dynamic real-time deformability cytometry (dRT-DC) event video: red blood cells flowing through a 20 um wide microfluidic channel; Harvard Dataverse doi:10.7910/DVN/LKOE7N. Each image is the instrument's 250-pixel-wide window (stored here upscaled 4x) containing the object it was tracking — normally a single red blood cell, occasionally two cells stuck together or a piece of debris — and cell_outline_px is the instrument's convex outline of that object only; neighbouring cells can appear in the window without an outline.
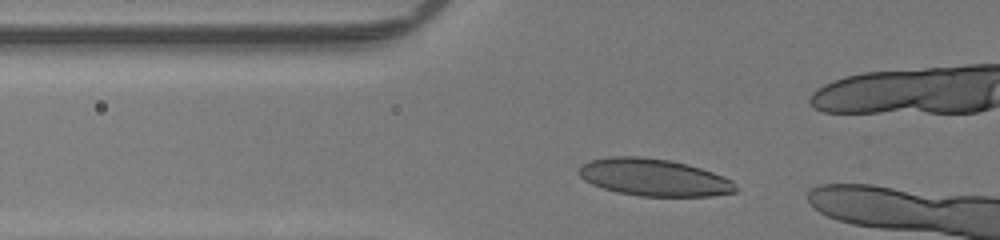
{"species": "human", "species_latin": "Homo sapiens", "temperature_condition": "room temperature", "stored_images_in_passage": 45, "camera_frame_rate_fps": 3000, "um_per_image_px": 0.085, "donor": {"sex": "male"}, "frame": {"image": 1, "passage_image": 19, "time_ms": 6.0, "image_size_px": [1000, 240], "cell_outline_px": [[740, 188], [736, 192], [712, 196], [640, 196], [616, 192], [592, 184], [584, 180], [576, 172], [580, 164], [588, 160], [612, 156], [644, 156], [668, 160], [688, 164], [724, 176], [732, 180]], "centroid_in_image_um": [55.57, 15.07], "position_along_channel_um": 70.2, "area_um2": 34.39}}
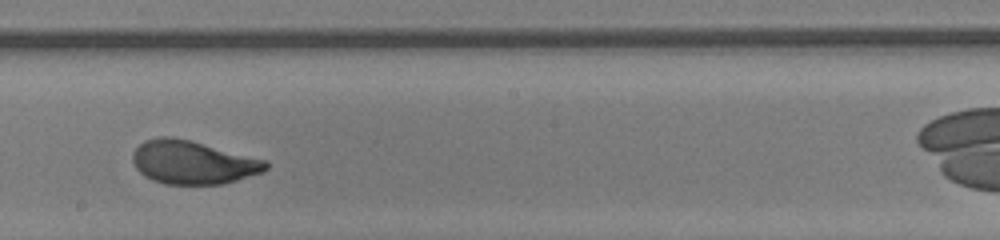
{"frame": {"image": 2, "passage_image": 32, "time_ms": 10.333, "image_size_px": [1000, 240], "cell_outline_px": [[268, 168], [260, 172], [224, 184], [164, 184], [152, 180], [144, 176], [136, 168], [132, 160], [132, 152], [144, 140], [160, 136], [172, 136], [268, 160]], "centroid_in_image_um": [16.36, 13.8], "position_along_channel_um": 231.8, "area_um2": 33.58}}
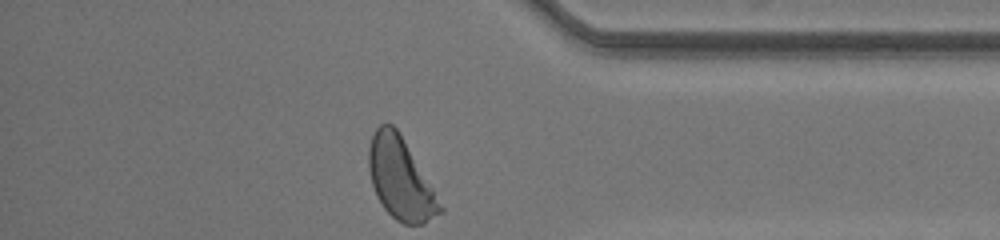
{"frame": {"image": 3, "passage_image": 45, "time_ms": 14.667, "image_size_px": [1000, 240], "cell_outline_px": [[444, 212], [424, 224], [404, 224], [396, 220], [384, 208], [372, 184], [368, 168], [368, 148], [372, 136], [376, 128], [380, 124], [392, 124], [396, 128], [444, 208]], "centroid_in_image_um": [34.03, 15.22], "position_along_channel_um": 401.2, "area_um2": 33.12}, "authors_computed_cell_mechanics": {"area_um2": 34.102, "velocity_mm_per_s": 4.0696, "shape_relaxation_time_tau1_ms": 2.6569, "shape_relaxation_time_tau2_ms": null, "deformation_change_tau1": 0.1664, "deformation_change_tau2": null}}